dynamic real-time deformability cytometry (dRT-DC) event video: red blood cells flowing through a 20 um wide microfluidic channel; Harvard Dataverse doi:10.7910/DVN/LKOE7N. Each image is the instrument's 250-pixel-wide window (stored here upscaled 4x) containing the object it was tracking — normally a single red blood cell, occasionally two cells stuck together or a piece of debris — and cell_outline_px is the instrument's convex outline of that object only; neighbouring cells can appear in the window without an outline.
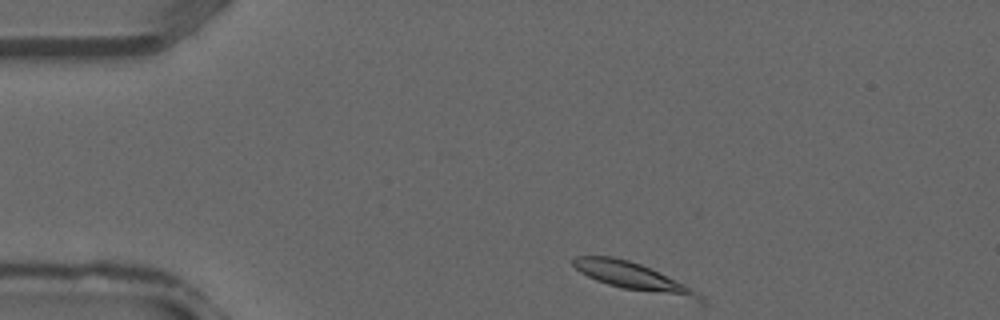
{"species": "common noctule bat (a hibernating species)", "species_latin": "Nyctalus noctula", "temperature_condition": "warm", "stored_images_in_passage": 2, "camera_frame_rate_fps": 3000, "um_per_image_px": 0.085, "animal": {"sex": "male", "forearm_length_mm": 52.5}, "frame": {"image": 1, "passage_image": 1, "time_ms": 0.0, "image_size_px": [1000, 320], "cell_outline_px": [[708, 304], [700, 304], [624, 288], [608, 284], [596, 280], [580, 272], [572, 264], [572, 260], [576, 256], [612, 256], [628, 260], [640, 264], [684, 284], [704, 296]], "centroid_in_image_um": [53.97, 23.6], "position_along_channel_um": 31.0, "area_um2": 20.75}}